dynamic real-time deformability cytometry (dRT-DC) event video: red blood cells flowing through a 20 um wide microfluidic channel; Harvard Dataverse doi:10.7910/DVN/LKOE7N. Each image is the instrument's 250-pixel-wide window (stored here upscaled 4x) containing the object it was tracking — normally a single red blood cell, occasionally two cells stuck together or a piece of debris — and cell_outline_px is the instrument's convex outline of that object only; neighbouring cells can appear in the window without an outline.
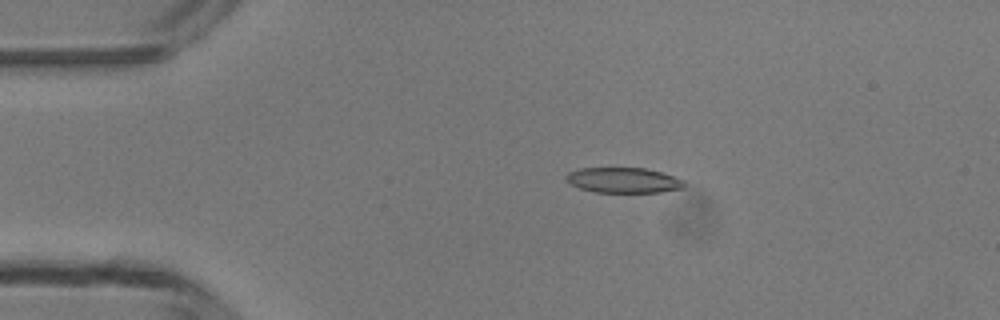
{"species": "common noctule bat (a hibernating species)", "species_latin": "Nyctalus noctula", "temperature_condition": "room temperature", "stored_images_in_passage": 44, "camera_frame_rate_fps": 3000, "um_per_image_px": 0.085, "animal": {"sex": "male", "body_mass_g": 13.3}, "frame": {"image": 1, "passage_image": 6, "time_ms": 1.667, "image_size_px": [1000, 320], "cell_outline_px": [[684, 188], [660, 192], [596, 192], [580, 188], [564, 180], [564, 176], [568, 172], [580, 168], [644, 168], [660, 172], [684, 180]], "centroid_in_image_um": [52.96, 15.32], "position_along_channel_um": 32.0, "area_um2": 17.34}}
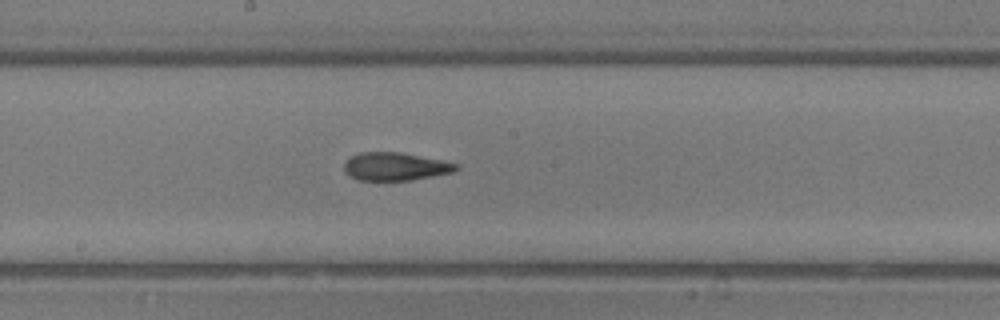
{"frame": {"image": 2, "passage_image": 22, "time_ms": 7.0, "image_size_px": [1000, 320], "cell_outline_px": [[460, 168], [452, 172], [412, 180], [356, 180], [344, 172], [344, 164], [352, 156], [360, 152], [400, 152], [456, 164]], "centroid_in_image_um": [33.54, 14.16], "position_along_channel_um": 214.7, "area_um2": 17.98}}
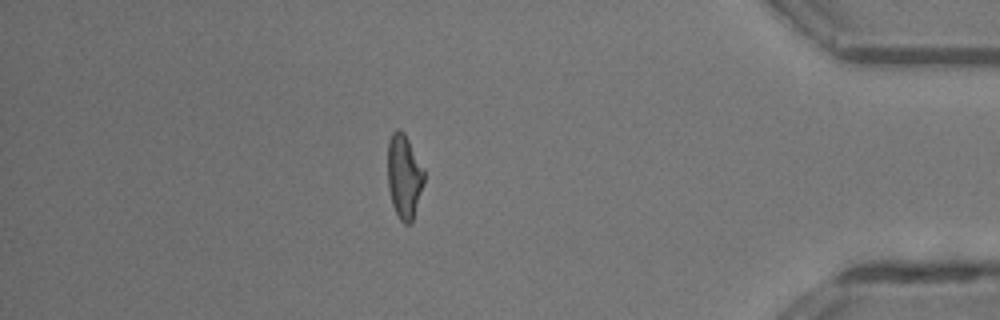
{"frame": {"image": 3, "passage_image": 38, "time_ms": 12.333, "image_size_px": [1000, 320], "cell_outline_px": [[424, 184], [412, 224], [404, 224], [400, 220], [392, 204], [388, 188], [388, 140], [392, 132], [396, 128], [400, 128], [404, 132], [424, 168]], "centroid_in_image_um": [34.36, 14.99], "position_along_channel_um": 400.8, "area_um2": 18.15}, "authors_computed_cell_mechanics": {"area_um2": 18.1492, "velocity_mm_per_s": 4.2945, "shape_relaxation_time_tau1_ms": 5.2943, "shape_relaxation_time_tau2_ms": 1.6407, "deformation_change_tau1": 0.1717, "deformation_change_tau2": 0.0929}}